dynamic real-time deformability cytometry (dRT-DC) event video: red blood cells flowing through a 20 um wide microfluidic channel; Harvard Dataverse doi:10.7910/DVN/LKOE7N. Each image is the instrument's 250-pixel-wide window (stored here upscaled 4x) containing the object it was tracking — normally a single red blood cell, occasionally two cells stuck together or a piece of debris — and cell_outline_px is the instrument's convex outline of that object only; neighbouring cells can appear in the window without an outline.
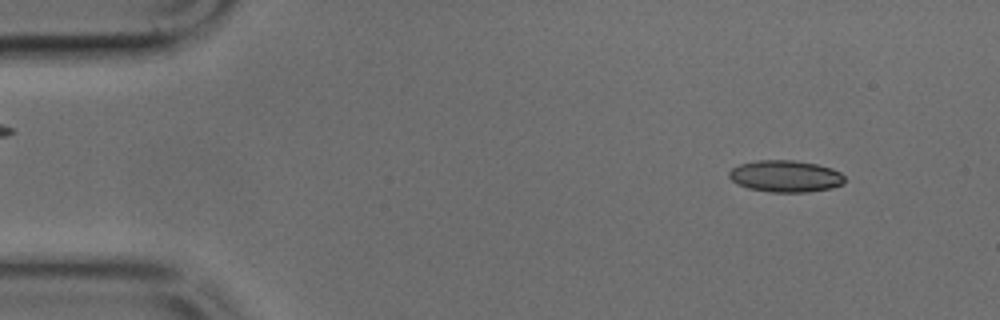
{"species": "common noctule bat (a hibernating species)", "species_latin": "Nyctalus noctula", "temperature_condition": "cold", "stored_images_in_passage": 47, "camera_frame_rate_fps": 3000, "um_per_image_px": 0.085, "animal": {"sex": "male", "body_mass_g": 17.9, "forearm_length_mm": 54.2}, "frame": {"image": 1, "passage_image": 4, "time_ms": 1.0, "image_size_px": [1000, 320], "cell_outline_px": [[844, 184], [832, 188], [808, 192], [772, 192], [748, 188], [732, 180], [728, 176], [728, 172], [732, 168], [740, 164], [756, 160], [792, 160], [816, 164], [832, 168], [840, 172], [844, 176]], "centroid_in_image_um": [66.78, 14.97], "position_along_channel_um": 18.2, "area_um2": 21.39}}
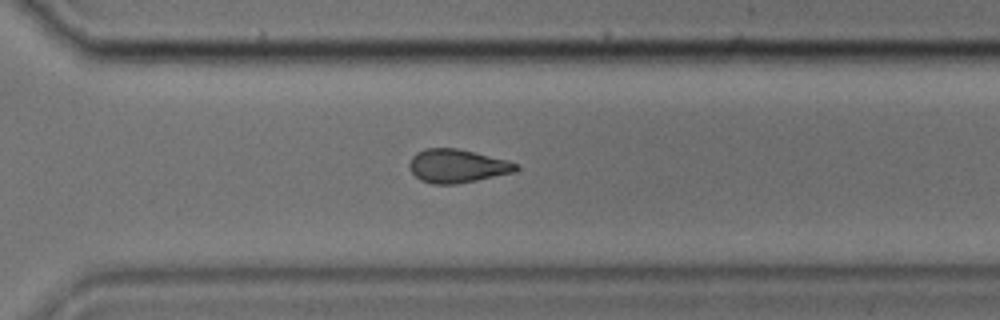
{"frame": {"image": 2, "passage_image": 33, "time_ms": 10.667, "image_size_px": [1000, 320], "cell_outline_px": [[520, 168], [512, 172], [476, 180], [456, 184], [432, 184], [420, 180], [408, 168], [408, 164], [412, 156], [416, 152], [424, 148], [456, 148], [508, 160], [516, 164]], "centroid_in_image_um": [38.8, 14.1], "position_along_channel_um": 331.8, "area_um2": 20.69}}
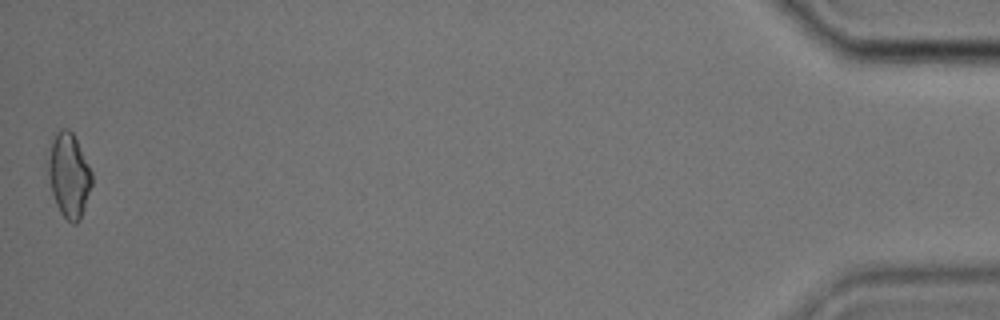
{"frame": {"image": 3, "passage_image": 47, "time_ms": 15.333, "image_size_px": [1000, 320], "cell_outline_px": [[92, 184], [80, 220], [76, 224], [72, 224], [60, 212], [56, 204], [52, 192], [48, 176], [48, 160], [52, 140], [56, 132], [60, 128], [68, 128], [72, 132], [92, 172]], "centroid_in_image_um": [5.85, 14.9], "position_along_channel_um": 429.3, "area_um2": 21.21}}